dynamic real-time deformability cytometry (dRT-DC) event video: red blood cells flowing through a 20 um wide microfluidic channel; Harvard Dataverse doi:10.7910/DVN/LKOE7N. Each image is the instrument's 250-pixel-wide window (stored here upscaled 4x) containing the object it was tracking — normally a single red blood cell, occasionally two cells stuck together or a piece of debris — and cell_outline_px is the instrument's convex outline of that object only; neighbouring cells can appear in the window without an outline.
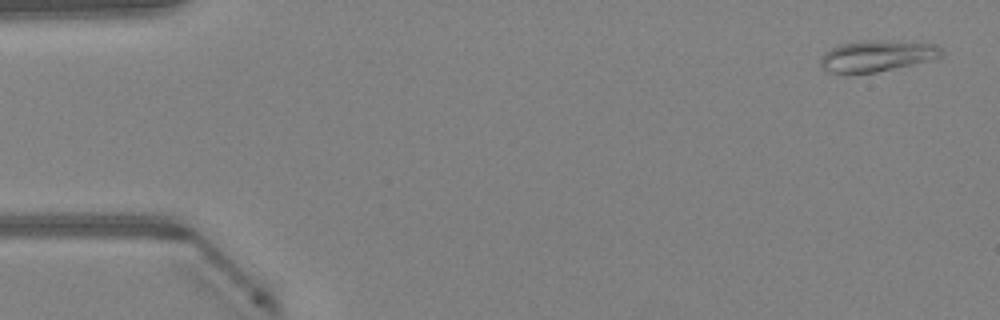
{"species": "Egyptian fruit bat (a non-hibernating species)", "species_latin": "Rousettus aegyptiacus", "temperature_condition": "warm", "stored_images_in_passage": 48, "camera_frame_rate_fps": 3000, "um_per_image_px": 0.085, "animal": {"sex": "female"}, "frame": {"image": 1, "passage_image": 2, "time_ms": 0.333, "image_size_px": [1000, 320], "cell_outline_px": [[944, 56], [936, 60], [876, 72], [828, 72], [820, 68], [820, 56], [824, 52], [840, 44], [868, 40], [884, 40], [936, 44], [944, 52]], "centroid_in_image_um": [74.59, 4.75], "position_along_channel_um": 10.4, "area_um2": 22.2}}
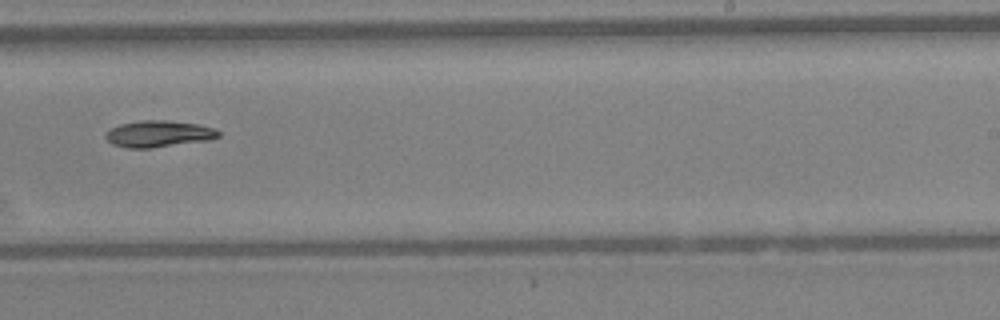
{"frame": {"image": 2, "passage_image": 30, "time_ms": 9.667, "image_size_px": [1000, 320], "cell_outline_px": [[220, 136], [208, 140], [152, 148], [128, 148], [112, 144], [104, 136], [112, 128], [120, 124], [140, 120], [168, 120], [196, 124], [216, 128], [220, 132]], "centroid_in_image_um": [13.5, 11.37], "position_along_channel_um": 275.5, "area_um2": 17.4}}
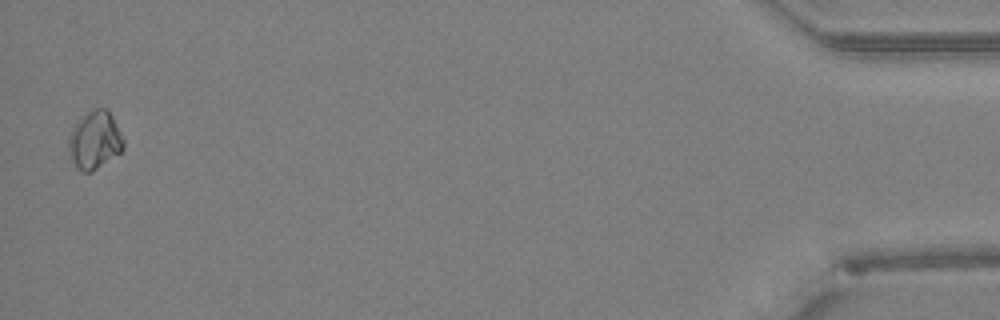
{"frame": {"image": 3, "passage_image": 47, "time_ms": 15.333, "image_size_px": [1000, 320], "cell_outline_px": [[124, 148], [120, 152], [92, 172], [84, 172], [76, 168], [72, 160], [68, 148], [68, 140], [72, 128], [76, 120], [88, 112], [96, 108], [104, 108], [112, 116], [124, 140]], "centroid_in_image_um": [8.03, 11.92], "position_along_channel_um": 427.2, "area_um2": 18.38}, "authors_computed_cell_mechanics": {"area_um2": 17.34, "velocity_mm_per_s": 4.276, "shape_relaxation_time_tau1_ms": 6.8549, "shape_relaxation_time_tau2_ms": null, "deformation_change_tau1": 0.114, "deformation_change_tau2": null}}